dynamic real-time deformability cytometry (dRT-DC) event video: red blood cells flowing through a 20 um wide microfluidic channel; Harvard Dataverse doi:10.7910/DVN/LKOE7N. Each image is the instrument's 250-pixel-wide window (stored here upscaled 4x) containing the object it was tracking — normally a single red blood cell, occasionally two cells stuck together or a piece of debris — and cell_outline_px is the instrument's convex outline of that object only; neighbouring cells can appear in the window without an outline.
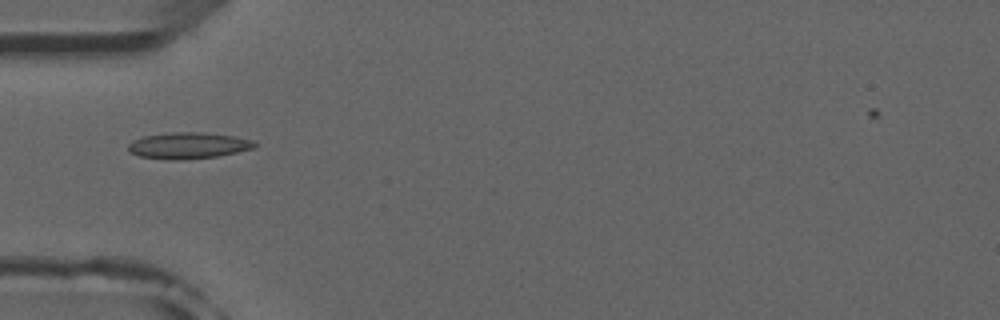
{"species": "common noctule bat (a hibernating species)", "species_latin": "Nyctalus noctula", "temperature_condition": "room temperature", "stored_images_in_passage": 4, "camera_frame_rate_fps": 3000, "um_per_image_px": 0.085, "animal": {"sex": "male", "forearm_length_mm": 52.5}, "frame": {"image": 1, "passage_image": 1, "time_ms": 0.0, "image_size_px": [1000, 320], "cell_outline_px": [[256, 148], [216, 156], [176, 160], [168, 160], [140, 156], [128, 152], [128, 144], [132, 140], [144, 136], [172, 132], [204, 132], [236, 136], [252, 140], [256, 144]], "centroid_in_image_um": [15.99, 12.36], "position_along_channel_um": 69.0, "area_um2": 19.42}}